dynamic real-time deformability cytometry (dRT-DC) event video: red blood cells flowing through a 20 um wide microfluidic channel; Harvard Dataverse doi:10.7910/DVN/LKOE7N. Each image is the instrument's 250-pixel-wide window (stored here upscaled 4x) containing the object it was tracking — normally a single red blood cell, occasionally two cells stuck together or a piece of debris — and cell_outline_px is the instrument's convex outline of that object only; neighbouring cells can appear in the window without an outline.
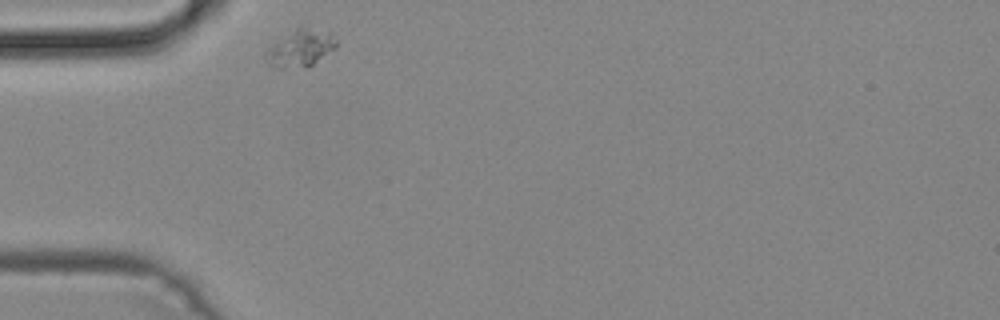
{"species": "common noctule bat (a hibernating species)", "species_latin": "Nyctalus noctula", "temperature_condition": "cold", "stored_images_in_passage": 29, "camera_frame_rate_fps": 3000, "um_per_image_px": 0.085, "animal": {"sex": "male", "body_mass_g": 19.2, "forearm_length_mm": 51.8}, "frame": {"image": 1, "passage_image": 1, "time_ms": 0.0, "image_size_px": [1000, 320], "cell_outline_px": [[336, 48], [308, 68], [272, 68], [264, 60], [264, 56], [268, 48], [272, 44], [296, 28], [304, 28], [328, 36], [336, 40]], "centroid_in_image_um": [25.43, 4.2], "position_along_channel_um": 59.6, "area_um2": 14.68}}
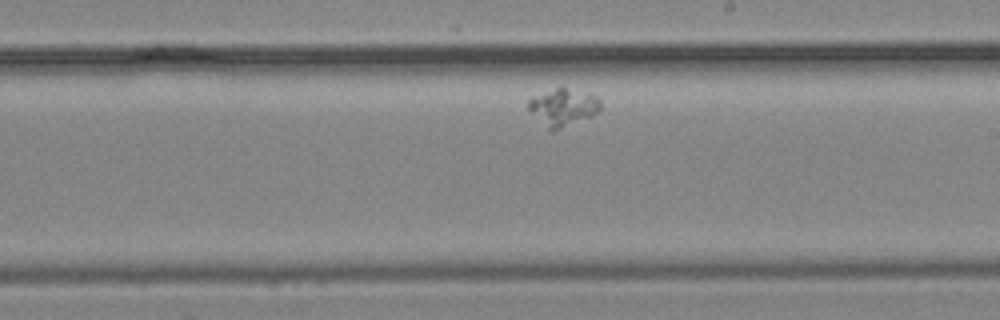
{"frame": {"image": 2, "passage_image": 17, "time_ms": 5.333, "image_size_px": [1000, 320], "cell_outline_px": [[600, 108], [592, 116], [552, 132], [548, 132], [528, 108], [528, 100], [532, 96], [556, 88], [564, 88], [596, 96], [600, 100]], "centroid_in_image_um": [47.81, 9.16], "position_along_channel_um": 241.2, "area_um2": 15.49}}
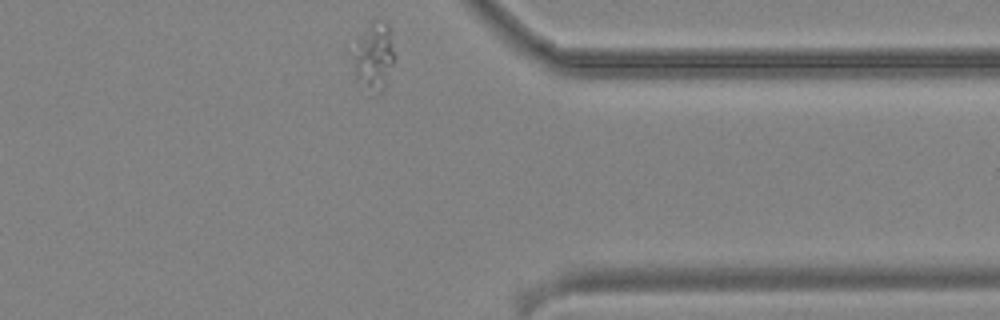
{"frame": {"image": 3, "passage_image": 29, "time_ms": 9.333, "image_size_px": [1000, 320], "cell_outline_px": [[392, 64], [384, 88], [376, 96], [368, 96], [360, 88], [356, 80], [352, 56], [360, 40], [384, 24], [388, 24], [392, 44]], "centroid_in_image_um": [31.75, 5.17], "position_along_channel_um": 379.6, "area_um2": 14.97}}